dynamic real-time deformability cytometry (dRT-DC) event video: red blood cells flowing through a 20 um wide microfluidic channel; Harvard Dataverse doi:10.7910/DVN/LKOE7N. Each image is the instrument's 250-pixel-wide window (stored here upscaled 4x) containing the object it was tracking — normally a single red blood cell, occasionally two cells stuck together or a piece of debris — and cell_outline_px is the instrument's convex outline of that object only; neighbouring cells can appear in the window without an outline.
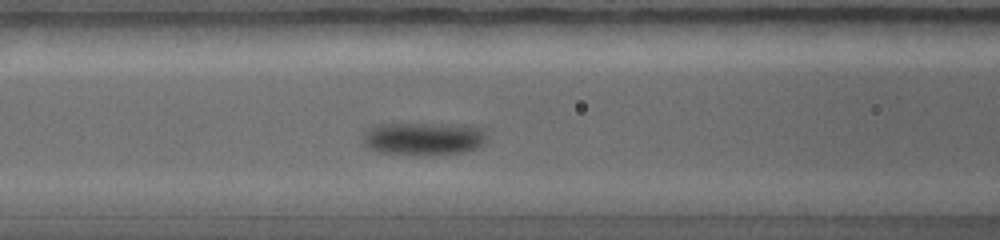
{"species": "common noctule bat (a hibernating species)", "species_latin": "Nyctalus noctula", "temperature_condition": "warm", "stored_images_in_passage": 20, "camera_frame_rate_fps": 5000, "um_per_image_px": 0.085, "animal": {"sex": "female", "body_mass_g": 19.0, "forearm_length_mm": 56.7}, "frame": {"image": 1, "passage_image": 7, "time_ms": 2.2, "image_size_px": [1000, 240], "cell_outline_px": [[488, 140], [484, 144], [476, 148], [464, 152], [432, 156], [424, 156], [380, 152], [364, 148], [364, 132], [368, 128], [380, 124], [460, 124], [484, 128], [488, 132]], "centroid_in_image_um": [36.07, 11.8], "position_along_channel_um": 130.5, "area_um2": 24.51}}
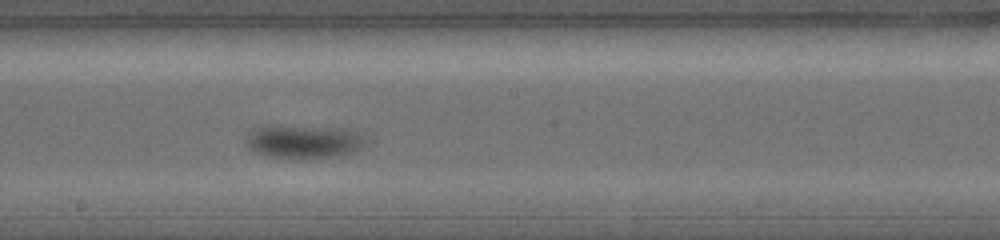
{"frame": {"image": 2, "passage_image": 11, "time_ms": 3.8, "image_size_px": [1000, 240], "cell_outline_px": [[368, 140], [364, 148], [356, 152], [340, 156], [268, 156], [252, 152], [248, 148], [244, 140], [248, 132], [252, 128], [268, 124], [272, 124], [340, 128], [356, 132]], "centroid_in_image_um": [25.77, 11.98], "position_along_channel_um": 222.4, "area_um2": 23.52}}
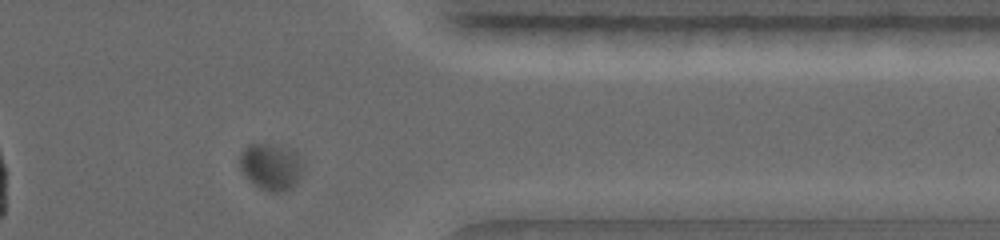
{"frame": {"image": 3, "passage_image": 19, "time_ms": 6.8, "image_size_px": [1000, 240], "cell_outline_px": [[300, 176], [288, 188], [280, 192], [272, 192], [260, 188], [248, 180], [240, 168], [240, 156], [244, 148], [248, 144], [268, 144], [296, 148], [300, 156]], "centroid_in_image_um": [23.01, 14.12], "position_along_channel_um": 388.4, "area_um2": 16.99}}